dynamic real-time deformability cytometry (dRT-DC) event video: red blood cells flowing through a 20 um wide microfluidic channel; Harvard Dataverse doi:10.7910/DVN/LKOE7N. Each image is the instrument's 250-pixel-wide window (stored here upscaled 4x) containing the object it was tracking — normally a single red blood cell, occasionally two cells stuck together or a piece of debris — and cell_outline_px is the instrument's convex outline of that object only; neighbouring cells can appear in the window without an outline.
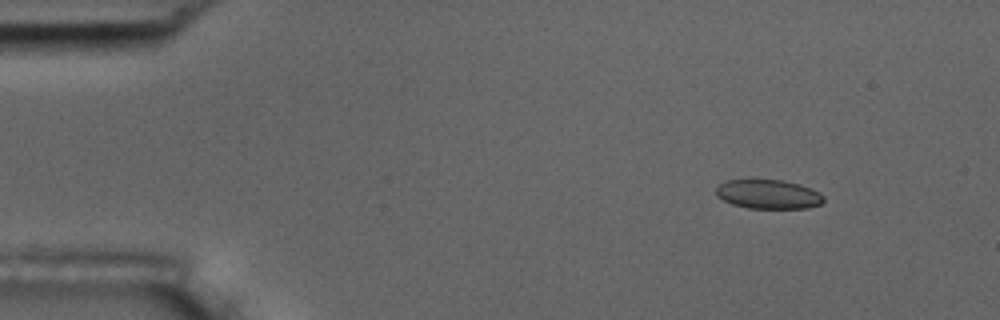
{"species": "common noctule bat (a hibernating species)", "species_latin": "Nyctalus noctula", "temperature_condition": "room temperature", "stored_images_in_passage": 4, "camera_frame_rate_fps": 3000, "um_per_image_px": 0.085, "animal": {"sex": "male", "body_mass_g": 17.5, "forearm_length_mm": 52.3}, "frame": {"image": 1, "passage_image": 1, "time_ms": 0.0, "image_size_px": [1000, 320], "cell_outline_px": [[824, 200], [820, 204], [808, 208], [748, 208], [732, 204], [716, 196], [716, 188], [720, 184], [728, 180], [784, 180], [800, 184], [824, 196]], "centroid_in_image_um": [65.29, 16.51], "position_along_channel_um": 19.7, "area_um2": 18.09}}
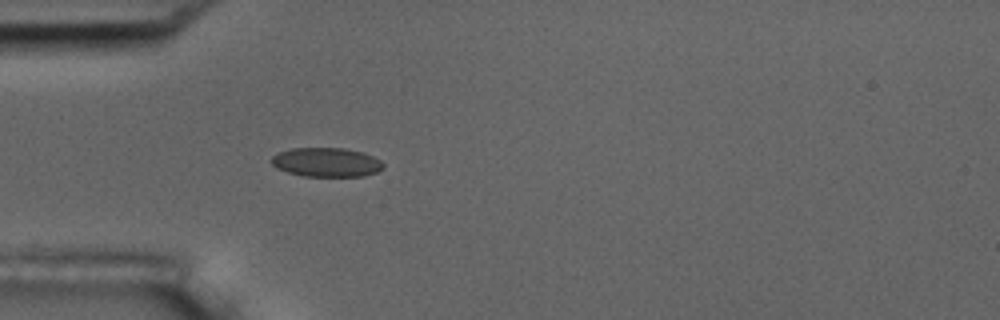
{"frame": {"image": 2, "passage_image": 4, "time_ms": 3.333, "image_size_px": [1000, 320], "cell_outline_px": [[384, 168], [376, 172], [364, 176], [304, 176], [288, 172], [276, 168], [268, 160], [276, 152], [292, 148], [344, 148], [364, 152], [380, 160], [384, 164]], "centroid_in_image_um": [27.72, 13.78], "position_along_channel_um": 57.3, "area_um2": 19.19}}